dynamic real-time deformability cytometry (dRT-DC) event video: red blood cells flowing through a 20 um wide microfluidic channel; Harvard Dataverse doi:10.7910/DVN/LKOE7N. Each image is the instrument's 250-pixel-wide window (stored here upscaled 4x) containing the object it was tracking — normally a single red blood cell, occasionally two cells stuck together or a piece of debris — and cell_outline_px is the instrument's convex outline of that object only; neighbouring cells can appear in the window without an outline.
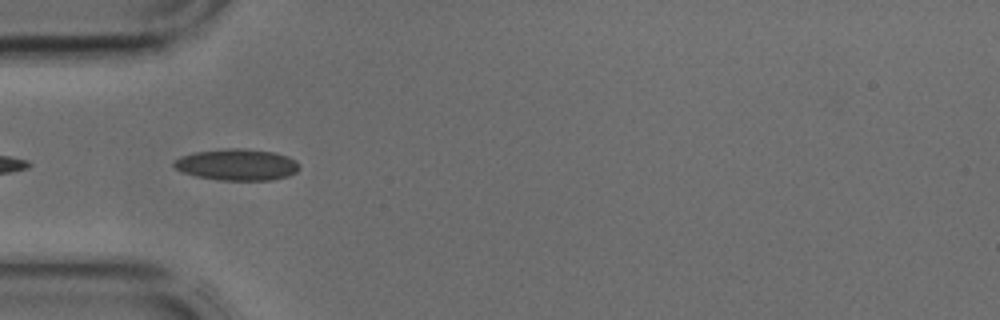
{"species": "common noctule bat (a hibernating species)", "species_latin": "Nyctalus noctula", "temperature_condition": "cold", "stored_images_in_passage": 17, "camera_frame_rate_fps": 3000, "um_per_image_px": 0.085, "animal": {"sex": "male", "body_mass_g": 17.9, "forearm_length_mm": 54.2}, "frame": {"image": 1, "passage_image": 12, "time_ms": 3.667, "image_size_px": [1000, 320], "cell_outline_px": [[300, 168], [296, 172], [288, 176], [272, 180], [220, 180], [196, 176], [184, 172], [176, 168], [172, 164], [180, 156], [192, 152], [224, 148], [248, 148], [276, 152], [288, 156], [296, 160], [300, 164]], "centroid_in_image_um": [20.18, 13.98], "position_along_channel_um": 64.8, "area_um2": 23.29}}